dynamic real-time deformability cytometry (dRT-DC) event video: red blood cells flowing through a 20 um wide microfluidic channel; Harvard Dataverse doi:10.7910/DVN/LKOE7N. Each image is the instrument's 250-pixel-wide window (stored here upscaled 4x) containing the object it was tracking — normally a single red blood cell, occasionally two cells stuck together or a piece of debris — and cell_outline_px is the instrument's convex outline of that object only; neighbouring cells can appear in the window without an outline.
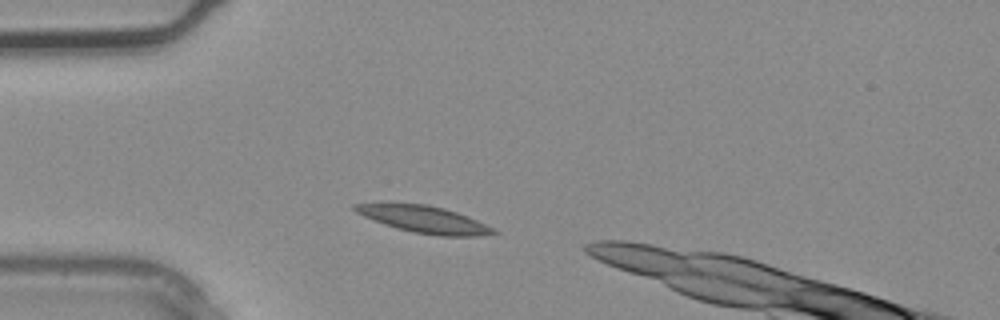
{"species": "common noctule bat (a hibernating species)", "species_latin": "Nyctalus noctula", "temperature_condition": "warm", "stored_images_in_passage": 1, "camera_frame_rate_fps": 3000, "um_per_image_px": 0.085, "animal": {"sex": "male", "body_mass_g": 20.4}, "frame": {"image": 1, "passage_image": 1, "time_ms": 0.0, "image_size_px": [1000, 320], "cell_outline_px": [[500, 232], [476, 236], [440, 236], [412, 232], [396, 228], [384, 224], [364, 216], [356, 212], [352, 208], [352, 204], [388, 200], [392, 200], [428, 204], [444, 208], [468, 216], [496, 228]], "centroid_in_image_um": [35.96, 18.59], "position_along_channel_um": 49.0, "area_um2": 22.72}}